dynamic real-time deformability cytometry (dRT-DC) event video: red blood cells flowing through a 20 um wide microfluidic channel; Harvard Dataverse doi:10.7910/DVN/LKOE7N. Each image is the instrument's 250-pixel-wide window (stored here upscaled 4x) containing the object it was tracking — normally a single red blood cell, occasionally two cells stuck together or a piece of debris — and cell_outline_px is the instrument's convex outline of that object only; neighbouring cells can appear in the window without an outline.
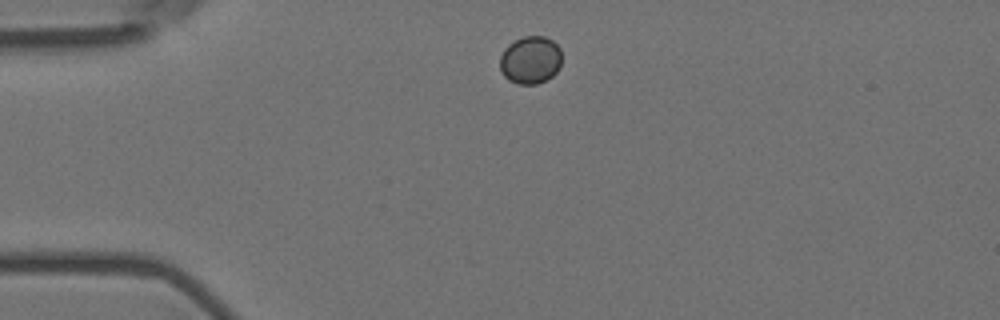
{"species": "Egyptian fruit bat (a non-hibernating species)", "species_latin": "Rousettus aegyptiacus", "temperature_condition": "room temperature", "stored_images_in_passage": 2, "camera_frame_rate_fps": 3000, "um_per_image_px": 0.085, "animal": {"sex": "female"}, "frame": {"image": 1, "passage_image": 1, "time_ms": 0.0, "image_size_px": [1000, 320], "cell_outline_px": [[560, 68], [552, 76], [536, 84], [516, 84], [508, 80], [500, 72], [500, 56], [504, 48], [508, 44], [524, 36], [544, 36], [552, 40], [560, 48]], "centroid_in_image_um": [45.06, 5.1], "position_along_channel_um": 39.9, "area_um2": 17.28}}